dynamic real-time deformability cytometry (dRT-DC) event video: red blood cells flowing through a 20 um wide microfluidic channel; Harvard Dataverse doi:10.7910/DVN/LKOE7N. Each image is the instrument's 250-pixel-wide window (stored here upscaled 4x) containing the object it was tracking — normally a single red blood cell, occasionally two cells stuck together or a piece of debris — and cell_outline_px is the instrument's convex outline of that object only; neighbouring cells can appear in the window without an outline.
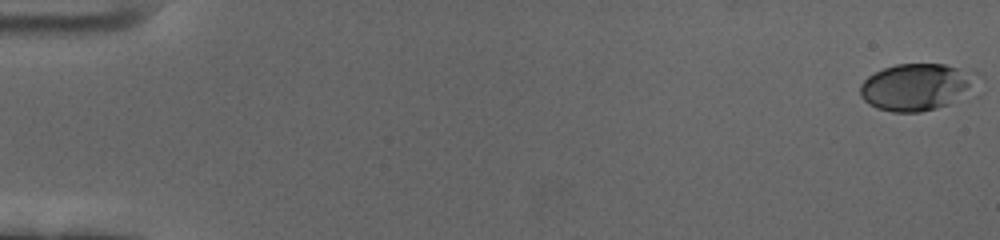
{"species": "human", "species_latin": "Homo sapiens", "temperature_condition": "cold", "stored_images_in_passage": 60, "camera_frame_rate_fps": 3000, "um_per_image_px": 0.085, "donor": {"sex": "female"}, "frame": {"image": 1, "passage_image": 1, "time_ms": 0.0, "image_size_px": [1000, 240], "cell_outline_px": [[984, 92], [980, 96], [936, 108], [920, 112], [892, 112], [876, 108], [868, 104], [860, 96], [860, 84], [868, 76], [884, 68], [896, 64], [944, 64], [972, 68], [984, 76]], "centroid_in_image_um": [78.26, 7.39], "position_along_channel_um": 6.7, "area_um2": 34.68}}
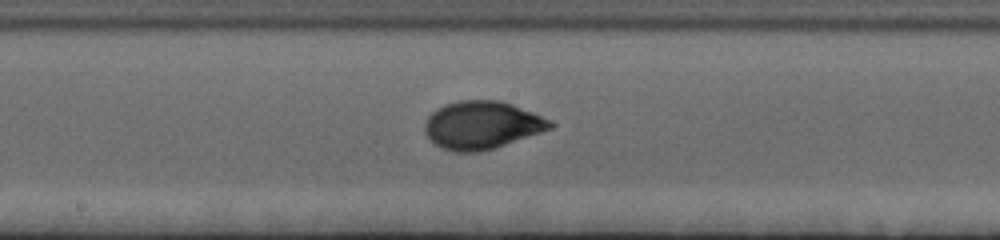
{"frame": {"image": 2, "passage_image": 33, "time_ms": 10.667, "image_size_px": [1000, 240], "cell_outline_px": [[552, 128], [480, 152], [452, 152], [436, 144], [424, 132], [424, 124], [428, 116], [436, 108], [444, 104], [456, 100], [500, 100], [512, 104], [532, 112], [548, 120], [552, 124]], "centroid_in_image_um": [40.89, 10.61], "position_along_channel_um": 207.3, "area_um2": 34.56}}
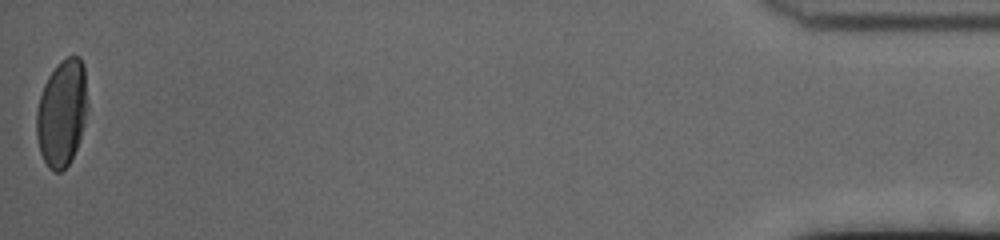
{"frame": {"image": 3, "passage_image": 60, "time_ms": 19.667, "image_size_px": [1000, 240], "cell_outline_px": [[88, 108], [84, 124], [76, 148], [68, 164], [60, 172], [52, 172], [48, 168], [40, 152], [36, 136], [36, 112], [40, 96], [44, 84], [48, 76], [60, 60], [68, 56], [80, 56], [84, 64], [88, 104]], "centroid_in_image_um": [5.26, 9.57], "position_along_channel_um": 429.9, "area_um2": 32.02}, "authors_computed_cell_mechanics": {"area_um2": 33.0327, "velocity_mm_per_s": 3.4394, "shape_relaxation_time_tau1_ms": 3.9002, "shape_relaxation_time_tau2_ms": null, "deformation_change_tau1": 0.1788, "deformation_change_tau2": null}}